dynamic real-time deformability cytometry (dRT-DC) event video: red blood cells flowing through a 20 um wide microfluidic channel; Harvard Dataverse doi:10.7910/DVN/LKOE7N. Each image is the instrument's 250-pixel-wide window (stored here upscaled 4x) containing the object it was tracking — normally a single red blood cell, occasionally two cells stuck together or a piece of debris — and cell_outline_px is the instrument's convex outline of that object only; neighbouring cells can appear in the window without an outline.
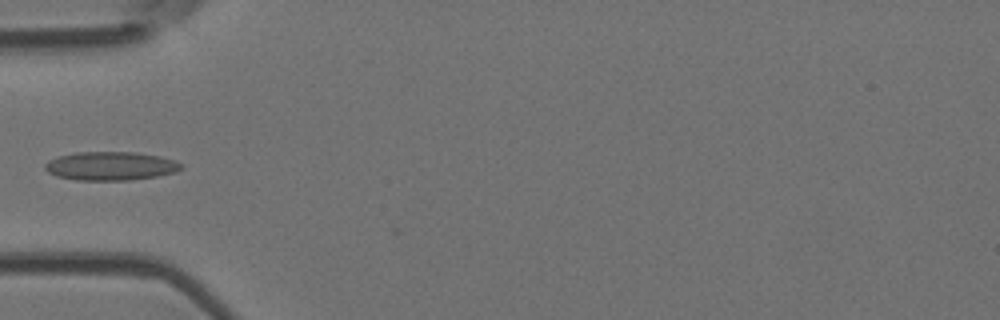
{"species": "Egyptian fruit bat (a non-hibernating species)", "species_latin": "Rousettus aegyptiacus", "temperature_condition": "room temperature", "stored_images_in_passage": 5, "camera_frame_rate_fps": 3000, "um_per_image_px": 0.085, "animal": {"sex": "female"}, "frame": {"image": 1, "passage_image": 5, "time_ms": 5.333, "image_size_px": [1000, 320], "cell_outline_px": [[184, 168], [176, 172], [156, 176], [128, 180], [76, 180], [56, 176], [48, 172], [44, 168], [44, 164], [48, 160], [56, 156], [76, 152], [136, 152], [160, 156], [184, 164]], "centroid_in_image_um": [9.39, 14.1], "position_along_channel_um": 75.6, "area_um2": 22.89}}